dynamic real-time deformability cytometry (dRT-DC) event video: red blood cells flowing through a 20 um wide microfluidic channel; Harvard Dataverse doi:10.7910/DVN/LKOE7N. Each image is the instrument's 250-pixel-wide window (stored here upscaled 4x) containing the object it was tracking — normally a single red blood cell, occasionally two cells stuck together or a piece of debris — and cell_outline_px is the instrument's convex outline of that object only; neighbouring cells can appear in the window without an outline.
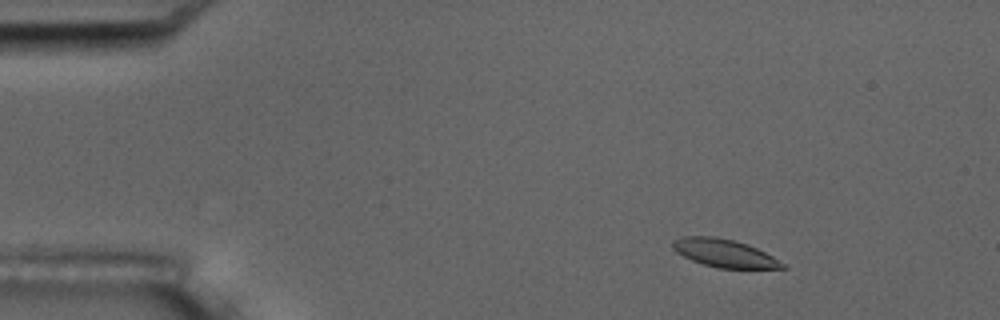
{"species": "common noctule bat (a hibernating species)", "species_latin": "Nyctalus noctula", "temperature_condition": "room temperature", "stored_images_in_passage": 6, "camera_frame_rate_fps": 3000, "um_per_image_px": 0.085, "animal": {"sex": "male", "body_mass_g": 17.5, "forearm_length_mm": 52.3}, "frame": {"image": 1, "passage_image": 2, "time_ms": 1.0, "image_size_px": [1000, 320], "cell_outline_px": [[788, 268], [720, 268], [704, 264], [692, 260], [676, 252], [672, 248], [672, 240], [680, 236], [716, 236], [736, 240], [748, 244], [772, 256], [784, 264]], "centroid_in_image_um": [61.53, 21.49], "position_along_channel_um": 23.5, "area_um2": 17.86}}
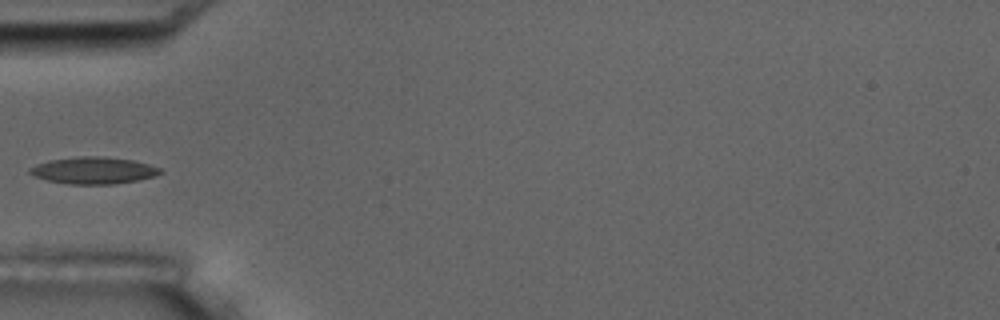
{"frame": {"image": 2, "passage_image": 5, "time_ms": 4.667, "image_size_px": [1000, 320], "cell_outline_px": [[164, 172], [156, 176], [136, 180], [112, 184], [68, 184], [48, 180], [36, 176], [28, 172], [28, 168], [36, 164], [52, 160], [76, 156], [104, 156], [132, 160], [148, 164], [160, 168]], "centroid_in_image_um": [7.96, 14.48], "position_along_channel_um": 77.0, "area_um2": 20.35}}